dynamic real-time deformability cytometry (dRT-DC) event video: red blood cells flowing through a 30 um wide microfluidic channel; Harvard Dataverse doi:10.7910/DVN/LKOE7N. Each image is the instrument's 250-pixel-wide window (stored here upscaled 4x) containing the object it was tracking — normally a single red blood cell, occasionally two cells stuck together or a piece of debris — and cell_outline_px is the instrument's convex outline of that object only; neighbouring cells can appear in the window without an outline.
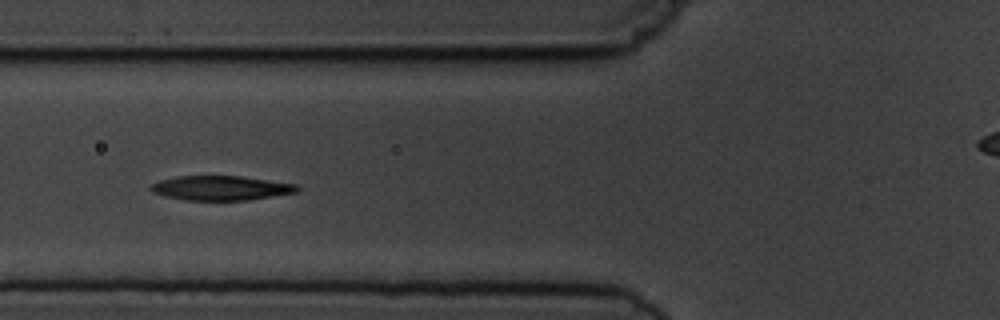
{"species": "common noctule bat (a hibernating species)", "species_latin": "Nyctalus noctula", "temperature_condition": "cold", "stored_images_in_passage": 15, "camera_frame_rate_fps": 3000, "um_per_image_px": 0.085, "animal": {"sex": "male", "body_mass_g": 19.5, "forearm_length_mm": 54.6}, "frame": {"image": 1, "passage_image": 5, "time_ms": 4.667, "image_size_px": [1000, 320], "cell_outline_px": [[300, 188], [296, 192], [248, 200], [184, 200], [164, 196], [152, 192], [148, 188], [152, 184], [160, 180], [176, 176], [240, 176], [296, 184]], "centroid_in_image_um": [18.73, 15.98], "position_along_channel_um": 107.1, "area_um2": 20.81}}
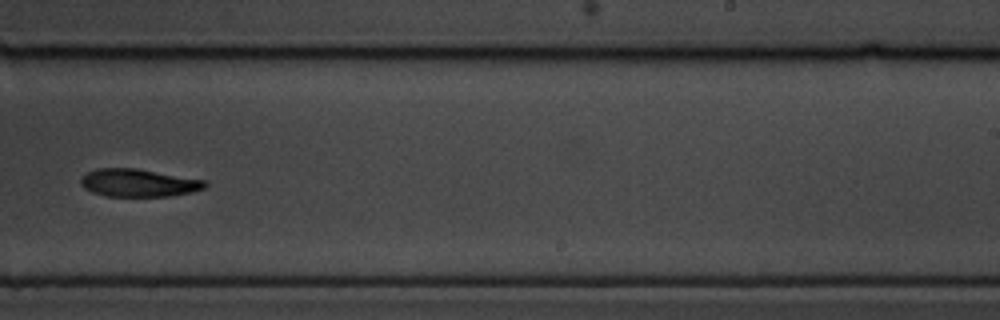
{"frame": {"image": 2, "passage_image": 9, "time_ms": 9.333, "image_size_px": [1000, 320], "cell_outline_px": [[208, 184], [204, 188], [192, 192], [172, 196], [104, 196], [92, 192], [84, 188], [80, 184], [80, 176], [96, 168], [136, 168], [204, 180]], "centroid_in_image_um": [11.73, 15.54], "position_along_channel_um": 277.3, "area_um2": 20.17}}
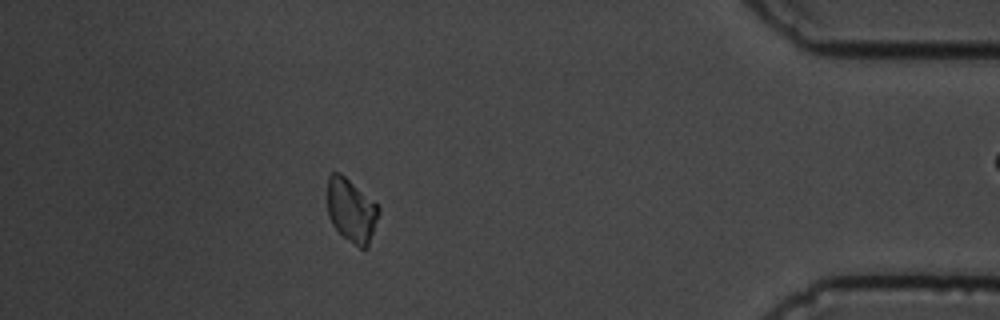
{"frame": {"image": 3, "passage_image": 13, "time_ms": 14.0, "image_size_px": [1000, 320], "cell_outline_px": [[380, 212], [368, 248], [360, 248], [344, 236], [332, 224], [328, 216], [328, 176], [332, 172], [340, 172], [372, 200], [380, 208]], "centroid_in_image_um": [29.87, 17.88], "position_along_channel_um": 405.3, "area_um2": 18.79}, "authors_computed_cell_mechanics": {"area_um2": 20.1722, "velocity_mm_per_s": 3.654, "shape_relaxation_time_tau1_ms": 2.5555, "shape_relaxation_time_tau2_ms": null, "deformation_change_tau1": 0.0998, "deformation_change_tau2": null}}